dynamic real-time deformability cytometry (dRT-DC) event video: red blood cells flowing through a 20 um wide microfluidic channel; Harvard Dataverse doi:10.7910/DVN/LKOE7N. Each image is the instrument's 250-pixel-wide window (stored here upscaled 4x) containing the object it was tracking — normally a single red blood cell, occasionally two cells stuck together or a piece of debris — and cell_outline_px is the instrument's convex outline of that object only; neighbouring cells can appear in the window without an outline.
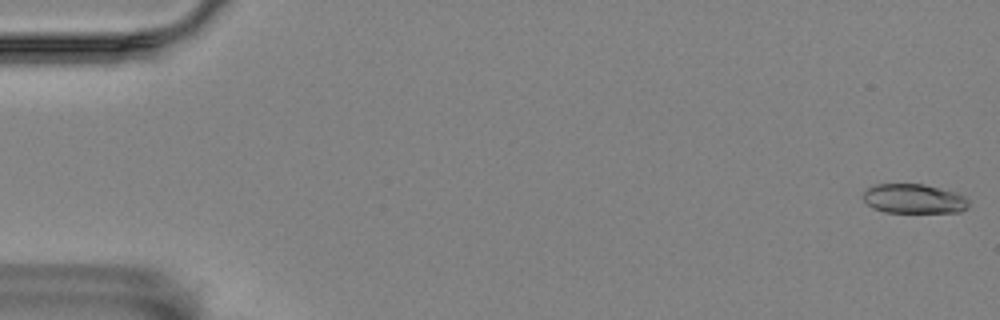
{"species": "Egyptian fruit bat (a non-hibernating species)", "species_latin": "Rousettus aegyptiacus", "temperature_condition": "room temperature", "stored_images_in_passage": 11, "camera_frame_rate_fps": 3000, "um_per_image_px": 0.085, "animal": {"sex": "female"}, "frame": {"image": 1, "passage_image": 1, "time_ms": 0.0, "image_size_px": [1000, 320], "cell_outline_px": [[968, 208], [960, 212], [884, 212], [872, 208], [864, 200], [864, 192], [868, 188], [876, 184], [924, 184], [956, 192], [964, 196], [968, 200]], "centroid_in_image_um": [77.69, 16.89], "position_along_channel_um": 7.3, "area_um2": 18.09}}